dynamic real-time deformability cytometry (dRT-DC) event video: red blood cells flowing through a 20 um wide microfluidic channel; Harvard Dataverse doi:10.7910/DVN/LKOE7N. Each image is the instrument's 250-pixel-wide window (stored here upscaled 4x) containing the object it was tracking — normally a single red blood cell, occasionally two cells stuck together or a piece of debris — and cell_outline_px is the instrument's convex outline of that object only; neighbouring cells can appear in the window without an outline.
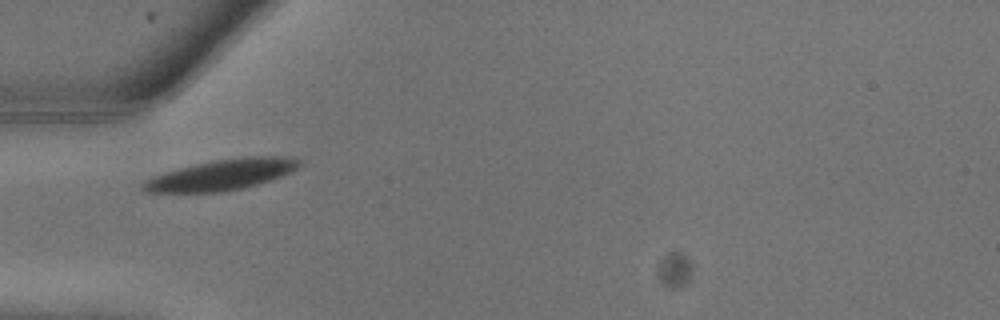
{"species": "common noctule bat (a hibernating species)", "species_latin": "Nyctalus noctula", "temperature_condition": "warm", "stored_images_in_passage": 2, "camera_frame_rate_fps": 3000, "um_per_image_px": 0.085, "animal": {"sex": "male", "body_mass_g": 13.3}, "frame": {"image": 1, "passage_image": 1, "time_ms": 0.0, "image_size_px": [1000, 320], "cell_outline_px": [[304, 160], [292, 172], [256, 184], [224, 192], [144, 192], [140, 188], [140, 184], [144, 180], [152, 176], [164, 172], [196, 164], [216, 160], [248, 156], [284, 156]], "centroid_in_image_um": [18.81, 14.85], "position_along_channel_um": 66.2, "area_um2": 27.8}}